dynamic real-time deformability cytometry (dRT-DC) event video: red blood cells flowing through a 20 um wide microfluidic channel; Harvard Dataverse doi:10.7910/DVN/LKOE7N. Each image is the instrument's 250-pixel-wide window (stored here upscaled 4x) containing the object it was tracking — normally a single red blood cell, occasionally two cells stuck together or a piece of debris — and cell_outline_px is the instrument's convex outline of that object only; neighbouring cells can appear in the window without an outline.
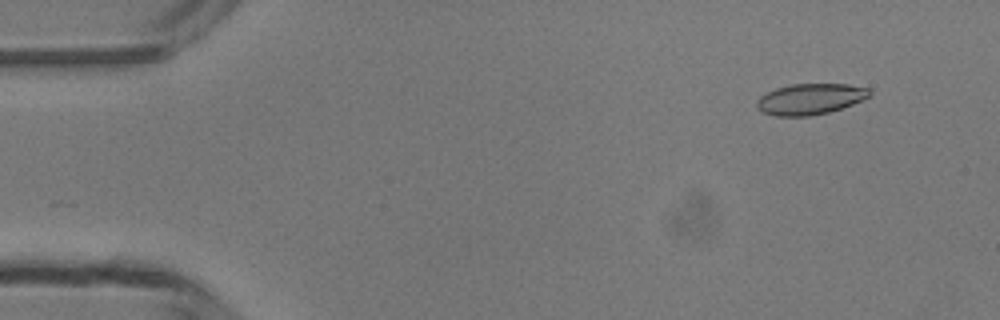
{"species": "common noctule bat (a hibernating species)", "species_latin": "Nyctalus noctula", "temperature_condition": "room temperature", "stored_images_in_passage": 44, "camera_frame_rate_fps": 3000, "um_per_image_px": 0.085, "animal": {"sex": "male", "body_mass_g": 13.3}, "frame": {"image": 1, "passage_image": 5, "time_ms": 1.333, "image_size_px": [1000, 320], "cell_outline_px": [[872, 96], [864, 100], [828, 112], [812, 116], [776, 116], [764, 112], [756, 108], [756, 100], [760, 96], [776, 88], [792, 84], [848, 84], [868, 88], [872, 92]], "centroid_in_image_um": [68.88, 8.41], "position_along_channel_um": 16.1, "area_um2": 20.4}}
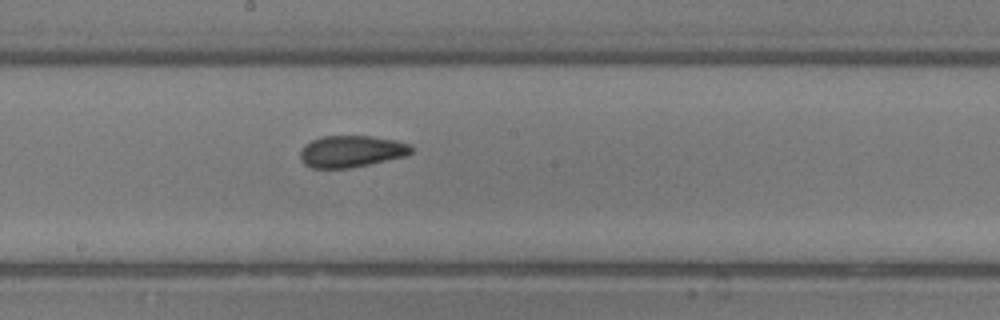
{"frame": {"image": 2, "passage_image": 27, "time_ms": 8.667, "image_size_px": [1000, 320], "cell_outline_px": [[412, 152], [404, 156], [352, 168], [312, 168], [304, 164], [300, 160], [300, 152], [304, 144], [312, 140], [324, 136], [372, 136], [396, 140], [412, 144]], "centroid_in_image_um": [29.85, 12.86], "position_along_channel_um": 218.3, "area_um2": 20.63}}
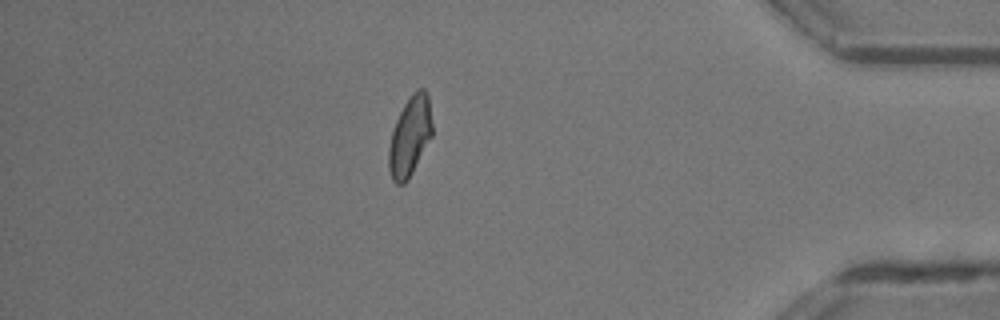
{"frame": {"image": 3, "passage_image": 43, "time_ms": 14.0, "image_size_px": [1000, 320], "cell_outline_px": [[432, 136], [408, 180], [404, 184], [396, 184], [392, 180], [388, 168], [388, 148], [392, 132], [396, 120], [404, 104], [412, 92], [416, 88], [424, 88], [428, 96], [432, 124]], "centroid_in_image_um": [34.83, 11.59], "position_along_channel_um": 400.4, "area_um2": 20.23}}